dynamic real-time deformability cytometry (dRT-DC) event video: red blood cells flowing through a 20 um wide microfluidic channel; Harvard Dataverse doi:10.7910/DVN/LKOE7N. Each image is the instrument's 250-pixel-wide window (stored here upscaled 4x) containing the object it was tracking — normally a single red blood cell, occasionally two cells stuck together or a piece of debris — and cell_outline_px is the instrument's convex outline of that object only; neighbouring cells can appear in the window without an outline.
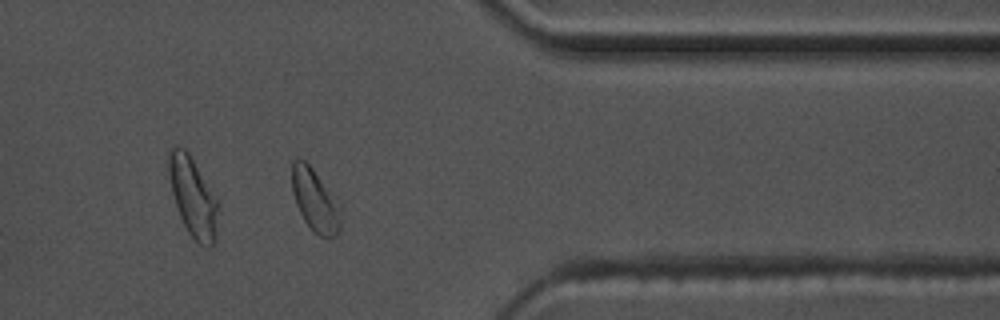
{"species": "common noctule bat (a hibernating species)", "species_latin": "Nyctalus noctula", "temperature_condition": "warm", "stored_images_in_passage": 42, "camera_frame_rate_fps": 3000, "um_per_image_px": 0.085, "animal": {"sex": "male", "body_mass_g": 17.5, "forearm_length_mm": 52.3}, "frame": {"image": 1, "passage_image": 30, "time_ms": 9.667, "image_size_px": [1000, 320], "cell_outline_px": [[344, 208], [340, 232], [328, 240], [312, 232], [304, 220], [296, 204], [292, 192], [292, 160], [296, 156], [304, 160], [312, 168]], "centroid_in_image_um": [26.83, 17.08], "position_along_channel_um": 384.6, "area_um2": 18.5}, "authors_computed_cell_mechanics": {"area_um2": 17.2822, "velocity_mm_per_s": 3.6063, "shape_relaxation_time_tau1_ms": 4.9338, "shape_relaxation_time_tau2_ms": 1.5625, "deformation_change_tau1": 0.139, "deformation_change_tau2": 0.0359}}